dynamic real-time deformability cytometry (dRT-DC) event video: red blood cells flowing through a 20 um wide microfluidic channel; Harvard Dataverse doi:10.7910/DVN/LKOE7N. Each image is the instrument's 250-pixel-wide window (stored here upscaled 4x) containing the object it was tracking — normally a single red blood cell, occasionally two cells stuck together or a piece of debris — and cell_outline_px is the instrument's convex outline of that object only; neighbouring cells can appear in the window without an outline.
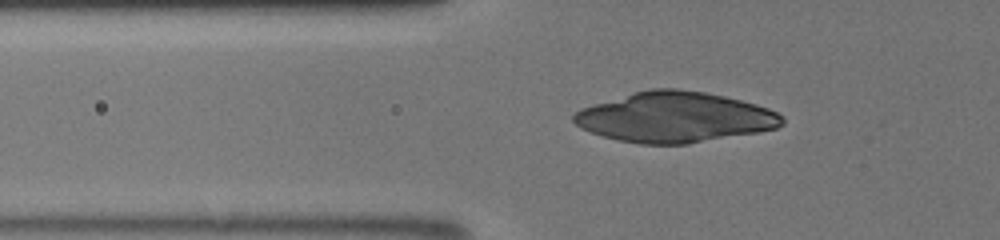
{"species": "human", "species_latin": "Homo sapiens", "temperature_condition": "room temperature", "stored_images_in_passage": 50, "camera_frame_rate_fps": 3000, "um_per_image_px": 0.085, "donor": {"sex": "male"}, "frame": {"image": 1, "passage_image": 10, "time_ms": 1.667, "image_size_px": [1000, 240], "cell_outline_px": [[784, 124], [776, 128], [756, 132], [688, 144], [640, 144], [616, 140], [580, 128], [572, 120], [572, 116], [580, 108], [636, 92], [652, 88], [676, 88], [704, 92], [724, 96], [756, 104], [768, 108], [784, 116]], "centroid_in_image_um": [57.36, 9.97], "position_along_channel_um": 68.4, "area_um2": 60.81}}
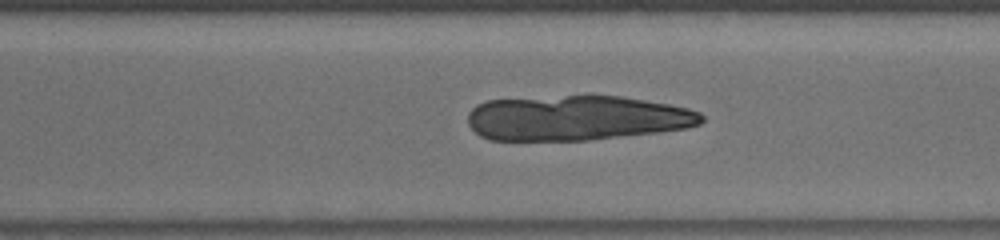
{"frame": {"image": 2, "passage_image": 45, "time_ms": 8.0, "image_size_px": [1000, 240], "cell_outline_px": [[704, 120], [700, 124], [688, 128], [660, 132], [588, 140], [488, 140], [480, 136], [468, 124], [468, 112], [476, 104], [488, 100], [568, 96], [620, 96], [668, 104], [688, 108], [700, 112], [704, 116]], "centroid_in_image_um": [49.02, 10.04], "position_along_channel_um": 321.6, "area_um2": 61.27}}